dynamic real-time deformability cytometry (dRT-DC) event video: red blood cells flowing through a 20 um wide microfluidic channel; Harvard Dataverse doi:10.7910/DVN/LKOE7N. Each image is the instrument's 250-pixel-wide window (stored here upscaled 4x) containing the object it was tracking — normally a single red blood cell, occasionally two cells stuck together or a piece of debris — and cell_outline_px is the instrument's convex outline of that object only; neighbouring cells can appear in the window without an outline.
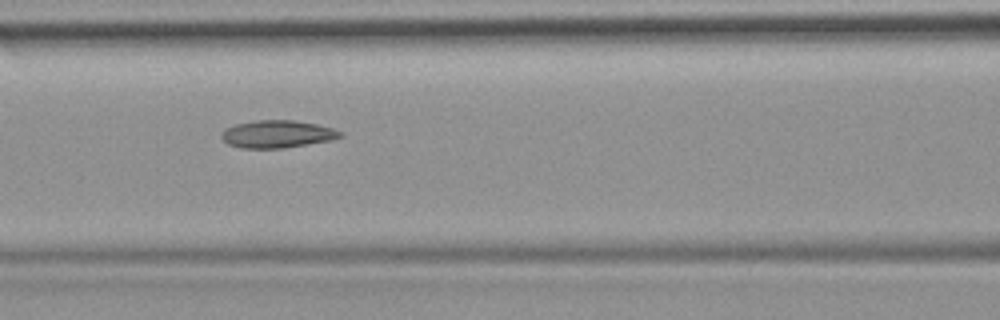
{"species": "common noctule bat (a hibernating species)", "species_latin": "Nyctalus noctula", "temperature_condition": "room temperature", "stored_images_in_passage": 51, "camera_frame_rate_fps": 3000, "um_per_image_px": 0.085, "animal": {"sex": "female", "body_mass_g": 19.9}, "frame": {"image": 1, "passage_image": 22, "time_ms": 7.0, "image_size_px": [1000, 320], "cell_outline_px": [[344, 136], [332, 140], [284, 148], [240, 148], [228, 144], [220, 136], [220, 132], [224, 128], [236, 124], [256, 120], [292, 120], [316, 124], [332, 128], [344, 132]], "centroid_in_image_um": [23.56, 11.4], "position_along_channel_um": 143.0, "area_um2": 19.19}, "authors_computed_cell_mechanics": {"area_um2": 19.2474, "velocity_mm_per_s": 3.9812, "shape_relaxation_time_tau1_ms": null, "shape_relaxation_time_tau2_ms": 5.113, "deformation_change_tau1": null, "deformation_change_tau2": 0.1191}}